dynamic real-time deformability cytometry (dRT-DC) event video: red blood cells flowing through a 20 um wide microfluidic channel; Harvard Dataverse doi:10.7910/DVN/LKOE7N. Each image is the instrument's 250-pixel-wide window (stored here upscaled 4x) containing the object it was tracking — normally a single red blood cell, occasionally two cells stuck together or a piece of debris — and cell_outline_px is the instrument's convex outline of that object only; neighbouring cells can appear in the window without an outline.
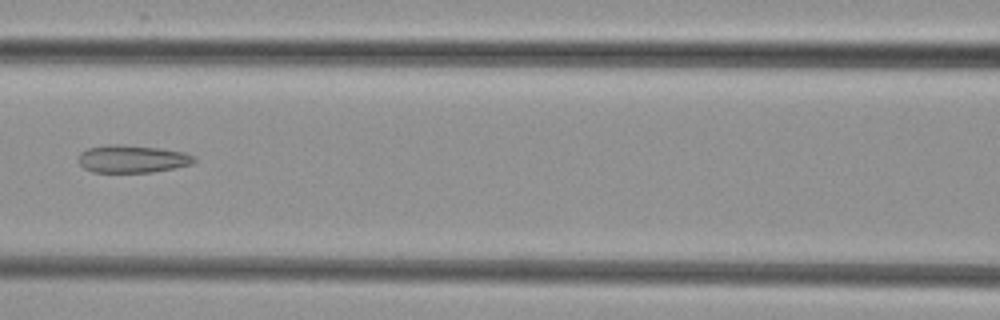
{"species": "common noctule bat (a hibernating species)", "species_latin": "Nyctalus noctula", "temperature_condition": "cold", "stored_images_in_passage": 8, "camera_frame_rate_fps": 3000, "um_per_image_px": 0.085, "animal": {"sex": "female", "body_mass_g": 29.2, "forearm_length_mm": 56.3}, "frame": {"image": 1, "passage_image": 8, "time_ms": 9.0, "image_size_px": [1000, 320], "cell_outline_px": [[196, 160], [192, 164], [176, 168], [152, 172], [92, 172], [84, 168], [76, 160], [80, 152], [88, 148], [108, 144], [116, 144], [160, 148], [184, 152], [196, 156]], "centroid_in_image_um": [11.24, 13.51], "position_along_channel_um": 155.4, "area_um2": 18.84}}